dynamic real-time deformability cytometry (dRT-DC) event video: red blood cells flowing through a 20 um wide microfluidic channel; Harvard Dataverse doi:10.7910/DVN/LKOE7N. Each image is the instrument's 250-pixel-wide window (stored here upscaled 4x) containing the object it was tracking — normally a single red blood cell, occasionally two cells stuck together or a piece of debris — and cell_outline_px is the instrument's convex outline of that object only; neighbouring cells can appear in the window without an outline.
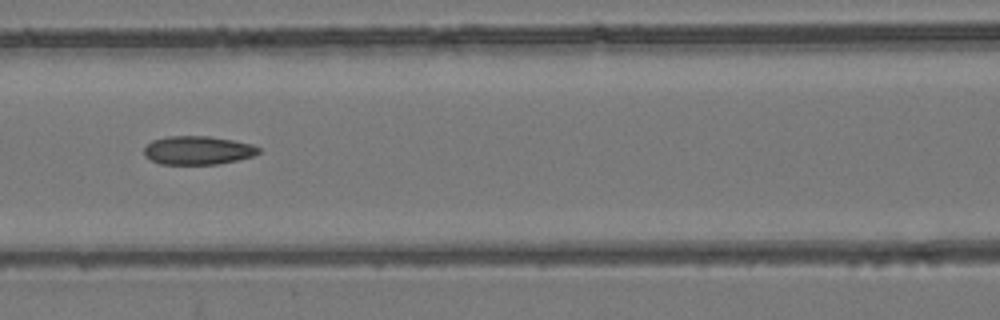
{"species": "common noctule bat (a hibernating species)", "species_latin": "Nyctalus noctula", "temperature_condition": "room temperature", "stored_images_in_passage": 9, "camera_frame_rate_fps": 3000, "um_per_image_px": 0.085, "animal": {"sex": "female", "body_mass_g": 24.6, "forearm_length_mm": 56.2}, "frame": {"image": 1, "passage_image": 7, "time_ms": 6.667, "image_size_px": [1000, 320], "cell_outline_px": [[260, 152], [252, 156], [236, 160], [216, 164], [160, 164], [144, 156], [144, 148], [152, 140], [168, 136], [208, 136], [232, 140], [252, 144], [260, 148]], "centroid_in_image_um": [16.79, 12.77], "position_along_channel_um": 149.8, "area_um2": 18.96}}
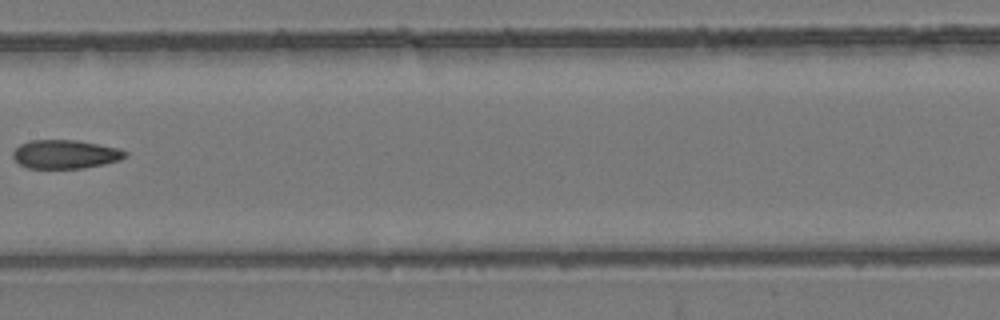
{"frame": {"image": 2, "passage_image": 8, "time_ms": 8.0, "image_size_px": [1000, 320], "cell_outline_px": [[128, 156], [120, 160], [104, 164], [84, 168], [28, 168], [20, 164], [12, 156], [12, 152], [20, 144], [28, 140], [76, 140], [120, 148], [128, 152]], "centroid_in_image_um": [5.57, 13.1], "position_along_channel_um": 201.8, "area_um2": 18.9}}
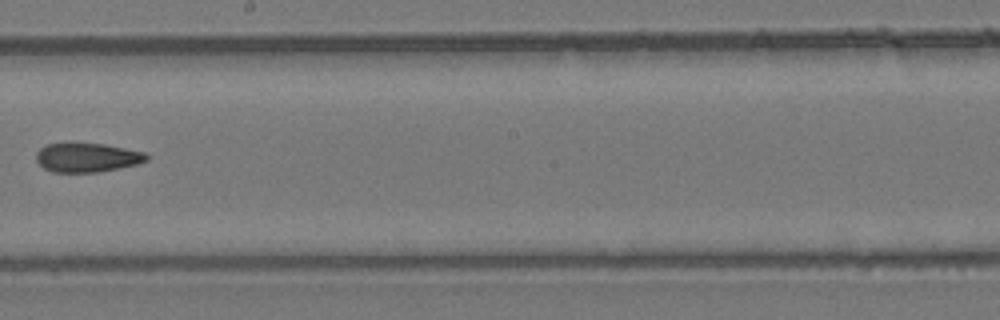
{"frame": {"image": 3, "passage_image": 9, "time_ms": 9.0, "image_size_px": [1000, 320], "cell_outline_px": [[148, 160], [136, 164], [100, 172], [52, 172], [44, 168], [36, 160], [36, 152], [40, 148], [48, 144], [72, 140], [104, 144], [144, 152], [148, 156]], "centroid_in_image_um": [7.35, 13.35], "position_along_channel_um": 240.9, "area_um2": 19.25}}